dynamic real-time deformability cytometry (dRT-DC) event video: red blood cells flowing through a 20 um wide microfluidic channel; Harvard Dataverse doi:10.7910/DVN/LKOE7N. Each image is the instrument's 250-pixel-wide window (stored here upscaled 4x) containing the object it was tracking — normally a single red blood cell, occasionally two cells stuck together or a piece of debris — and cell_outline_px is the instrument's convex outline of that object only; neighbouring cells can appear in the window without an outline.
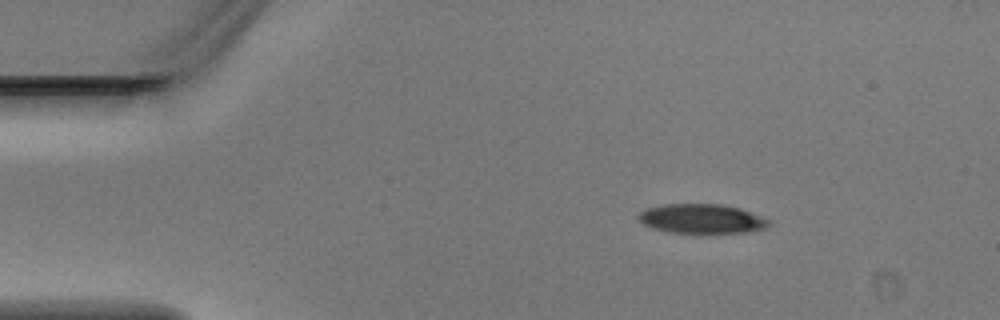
{"species": "Egyptian fruit bat (a non-hibernating species)", "species_latin": "Rousettus aegyptiacus", "temperature_condition": "warm", "stored_images_in_passage": 3, "camera_frame_rate_fps": 3000, "um_per_image_px": 0.085, "animal": {"sex": "male"}, "frame": {"image": 1, "passage_image": 3, "time_ms": 0.667, "image_size_px": [1000, 320], "cell_outline_px": [[768, 224], [764, 228], [744, 232], [668, 232], [652, 228], [644, 224], [636, 216], [644, 208], [660, 204], [720, 204], [740, 208], [760, 216], [768, 220]], "centroid_in_image_um": [59.55, 18.57], "position_along_channel_um": 25.4, "area_um2": 22.02}}